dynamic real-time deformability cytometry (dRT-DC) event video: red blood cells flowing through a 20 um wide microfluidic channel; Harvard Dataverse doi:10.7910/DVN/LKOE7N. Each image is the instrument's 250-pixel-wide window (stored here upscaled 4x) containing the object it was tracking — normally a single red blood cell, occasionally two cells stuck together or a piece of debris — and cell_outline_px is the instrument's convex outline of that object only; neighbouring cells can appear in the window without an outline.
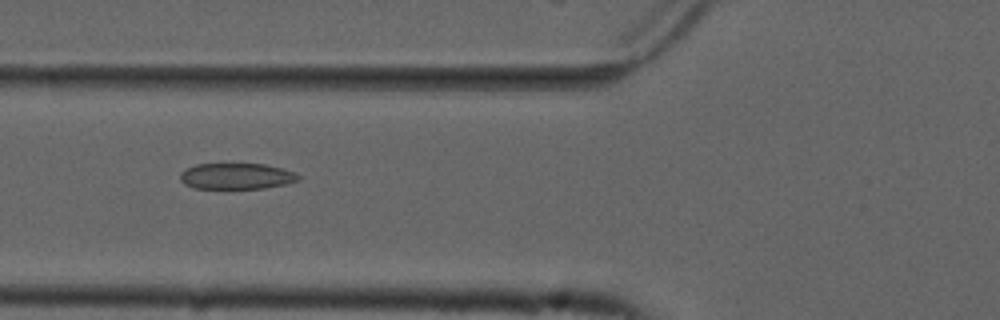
{"species": "common noctule bat (a hibernating species)", "species_latin": "Nyctalus noctula", "temperature_condition": "cold", "stored_images_in_passage": 38, "camera_frame_rate_fps": 3000, "um_per_image_px": 0.085, "animal": {"sex": "male", "forearm_length_mm": 52.5}, "frame": {"image": 1, "passage_image": 4, "time_ms": 1.0, "image_size_px": [1000, 320], "cell_outline_px": [[300, 180], [284, 184], [264, 188], [192, 188], [184, 184], [180, 180], [180, 172], [196, 164], [264, 164], [296, 172], [300, 176]], "centroid_in_image_um": [20.09, 14.97], "position_along_channel_um": 105.7, "area_um2": 17.86}}
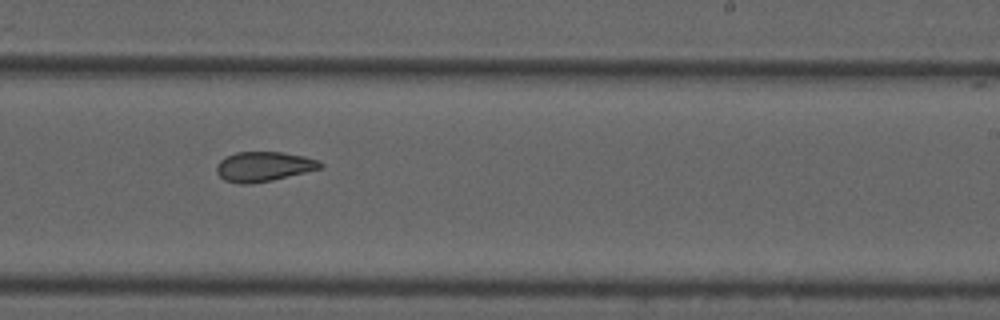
{"frame": {"image": 2, "passage_image": 17, "time_ms": 5.333, "image_size_px": [1000, 320], "cell_outline_px": [[324, 168], [272, 180], [252, 184], [240, 184], [224, 180], [216, 172], [216, 164], [220, 160], [236, 152], [284, 152], [304, 156], [320, 160], [324, 164]], "centroid_in_image_um": [22.45, 14.16], "position_along_channel_um": 266.6, "area_um2": 18.21}}
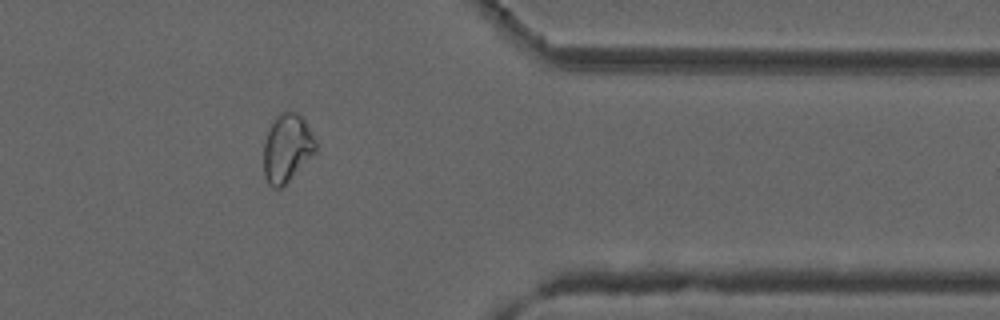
{"frame": {"image": 3, "passage_image": 28, "time_ms": 9.0, "image_size_px": [1000, 320], "cell_outline_px": [[316, 152], [280, 188], [272, 188], [268, 184], [264, 176], [264, 140], [276, 116], [280, 112], [296, 112], [304, 120], [316, 140]], "centroid_in_image_um": [24.38, 12.59], "position_along_channel_um": 387.0, "area_um2": 20.35}, "authors_computed_cell_mechanics": {"area_um2": 19.0162, "velocity_mm_per_s": 3.71, "shape_relaxation_time_tau1_ms": null, "shape_relaxation_time_tau2_ms": 2.9909, "deformation_change_tau1": null, "deformation_change_tau2": 0.0895}}